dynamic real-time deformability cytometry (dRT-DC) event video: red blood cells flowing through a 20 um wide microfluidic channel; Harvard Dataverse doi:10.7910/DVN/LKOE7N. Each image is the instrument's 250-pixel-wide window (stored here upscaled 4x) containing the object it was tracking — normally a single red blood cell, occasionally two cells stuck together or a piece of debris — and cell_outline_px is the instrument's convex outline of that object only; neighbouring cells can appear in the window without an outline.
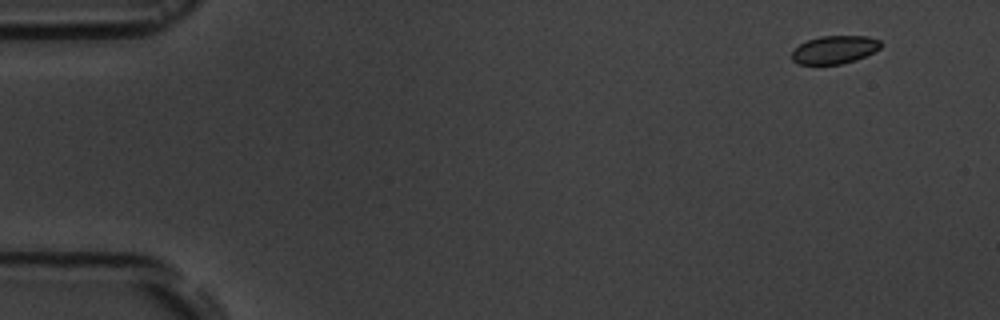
{"species": "common noctule bat (a hibernating species)", "species_latin": "Nyctalus noctula", "temperature_condition": "room temperature", "stored_images_in_passage": 5, "segment_of_instrument_passage": [2, 2], "camera_frame_rate_fps": 3000, "um_per_image_px": 0.085, "animal": {"sex": "male", "body_mass_g": 19.5, "forearm_length_mm": 54.6}, "frame": {"image": 1, "passage_image": 5, "time_ms": 5.667, "image_size_px": [1000, 320], "cell_outline_px": [[880, 48], [856, 60], [840, 64], [800, 64], [792, 60], [792, 52], [800, 44], [808, 40], [820, 36], [868, 36], [880, 40]], "centroid_in_image_um": [70.93, 4.22], "position_along_channel_um": 14.1, "area_um2": 14.33}}